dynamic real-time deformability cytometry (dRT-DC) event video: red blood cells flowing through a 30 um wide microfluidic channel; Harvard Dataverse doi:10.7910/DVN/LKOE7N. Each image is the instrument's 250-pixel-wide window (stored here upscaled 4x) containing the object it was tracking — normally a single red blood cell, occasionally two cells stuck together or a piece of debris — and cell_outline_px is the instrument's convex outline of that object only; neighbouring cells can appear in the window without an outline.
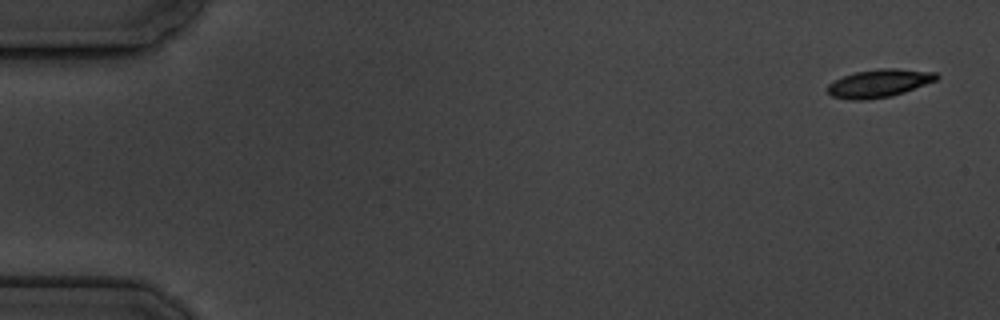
{"species": "common noctule bat (a hibernating species)", "species_latin": "Nyctalus noctula", "temperature_condition": "cold", "stored_images_in_passage": 6, "camera_frame_rate_fps": 3000, "um_per_image_px": 0.085, "animal": {"sex": "male", "body_mass_g": 19.5, "forearm_length_mm": 54.6}, "frame": {"image": 1, "passage_image": 1, "time_ms": 0.0, "image_size_px": [1000, 320], "cell_outline_px": [[940, 76], [936, 80], [904, 92], [892, 96], [864, 100], [852, 100], [832, 96], [828, 92], [828, 84], [844, 76], [856, 72], [880, 68], [896, 68], [936, 72]], "centroid_in_image_um": [74.75, 7.07], "position_along_channel_um": 10.3, "area_um2": 17.63}}
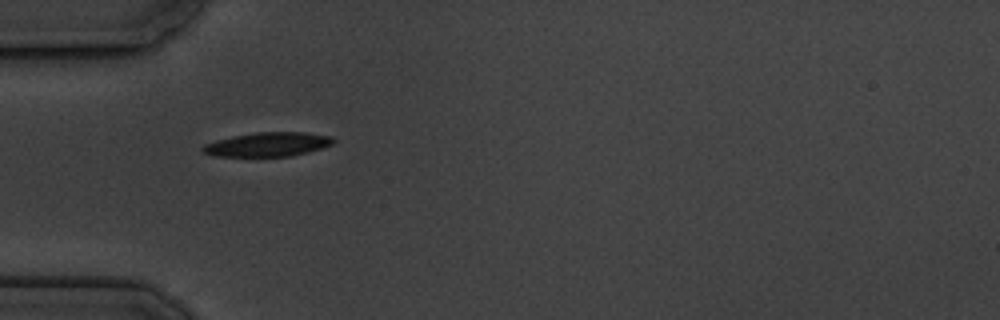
{"frame": {"image": 2, "passage_image": 5, "time_ms": 5.333, "image_size_px": [1000, 320], "cell_outline_px": [[336, 140], [332, 144], [308, 152], [292, 156], [212, 156], [204, 152], [200, 148], [204, 144], [216, 140], [232, 136], [256, 132], [304, 132], [332, 136]], "centroid_in_image_um": [22.75, 12.27], "position_along_channel_um": 62.2, "area_um2": 18.38}}